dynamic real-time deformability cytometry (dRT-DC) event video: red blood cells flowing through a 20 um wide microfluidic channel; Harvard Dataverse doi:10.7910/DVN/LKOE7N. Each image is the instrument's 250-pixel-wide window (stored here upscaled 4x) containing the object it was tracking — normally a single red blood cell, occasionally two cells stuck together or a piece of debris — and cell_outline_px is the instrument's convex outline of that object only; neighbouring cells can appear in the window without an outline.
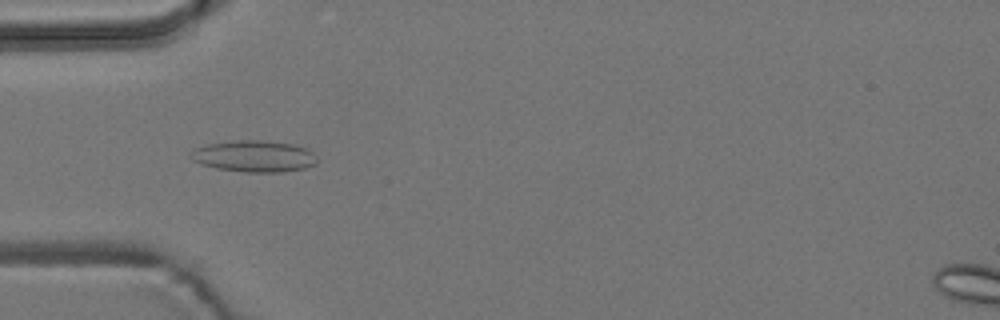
{"species": "common noctule bat (a hibernating species)", "species_latin": "Nyctalus noctula", "temperature_condition": "room temperature", "stored_images_in_passage": 53, "camera_frame_rate_fps": 3000, "um_per_image_px": 0.085, "animal": {"sex": "male", "body_mass_g": 19.2, "forearm_length_mm": 51.8}, "frame": {"image": 1, "passage_image": 16, "time_ms": 5.0, "image_size_px": [1000, 320], "cell_outline_px": [[316, 164], [304, 168], [284, 172], [244, 172], [216, 168], [200, 164], [192, 160], [188, 156], [188, 152], [192, 148], [208, 144], [236, 140], [264, 140], [292, 144], [304, 148], [312, 152], [316, 156]], "centroid_in_image_um": [21.53, 13.28], "position_along_channel_um": 63.5, "area_um2": 23.41}}
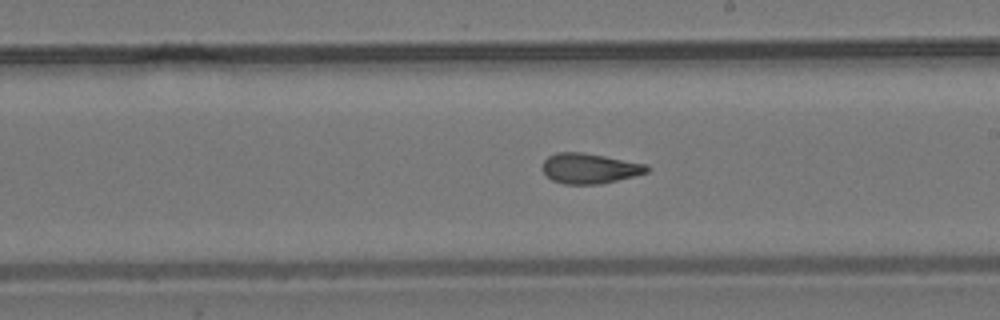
{"frame": {"image": 2, "passage_image": 30, "time_ms": 9.667, "image_size_px": [1000, 320], "cell_outline_px": [[652, 168], [648, 172], [600, 184], [564, 184], [552, 180], [544, 172], [544, 160], [548, 156], [556, 152], [584, 152], [648, 164]], "centroid_in_image_um": [50.15, 14.3], "position_along_channel_um": 238.9, "area_um2": 18.38}}
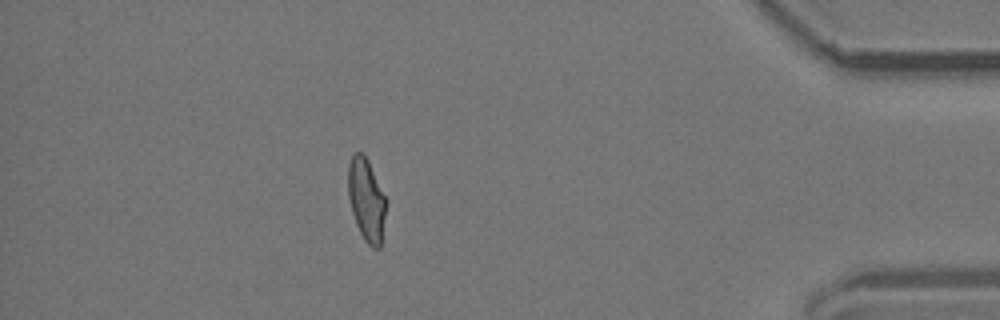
{"frame": {"image": 3, "passage_image": 47, "time_ms": 15.333, "image_size_px": [1000, 320], "cell_outline_px": [[388, 200], [380, 248], [372, 248], [364, 240], [356, 224], [352, 212], [348, 196], [348, 164], [352, 152], [364, 152]], "centroid_in_image_um": [31.16, 16.95], "position_along_channel_um": 404.0, "area_um2": 18.73}, "authors_computed_cell_mechanics": {"area_um2": 18.8428, "velocity_mm_per_s": 3.7644, "shape_relaxation_time_tau1_ms": null, "shape_relaxation_time_tau2_ms": 1.9313, "deformation_change_tau1": null, "deformation_change_tau2": 0.0923}}